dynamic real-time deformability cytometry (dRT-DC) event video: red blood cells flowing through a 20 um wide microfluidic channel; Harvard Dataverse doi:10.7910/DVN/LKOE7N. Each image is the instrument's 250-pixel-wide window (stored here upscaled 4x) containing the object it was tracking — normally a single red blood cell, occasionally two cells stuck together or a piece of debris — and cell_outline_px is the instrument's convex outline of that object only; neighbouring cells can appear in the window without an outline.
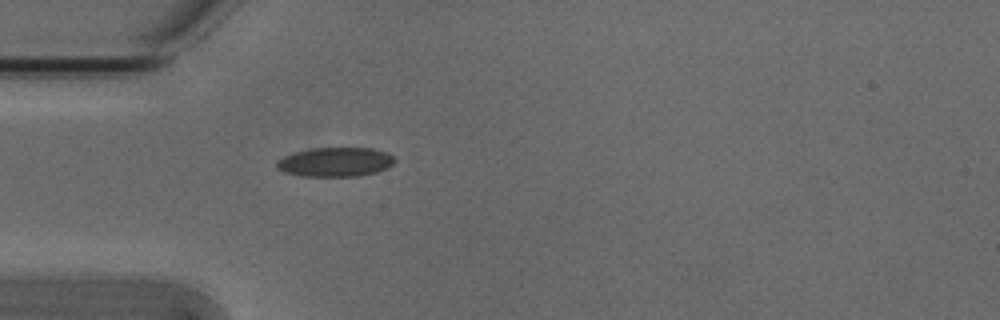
{"species": "Egyptian fruit bat (a non-hibernating species)", "species_latin": "Rousettus aegyptiacus", "temperature_condition": "cold", "stored_images_in_passage": 39, "camera_frame_rate_fps": 3000, "um_per_image_px": 0.085, "animal": {"sex": "male"}, "frame": {"image": 1, "passage_image": 1, "time_ms": 0.0, "image_size_px": [1000, 320], "cell_outline_px": [[396, 160], [388, 168], [376, 172], [356, 176], [300, 176], [284, 172], [276, 168], [276, 160], [284, 156], [296, 152], [312, 148], [372, 148], [384, 152], [392, 156]], "centroid_in_image_um": [28.47, 13.77], "position_along_channel_um": 56.5, "area_um2": 20.06}}
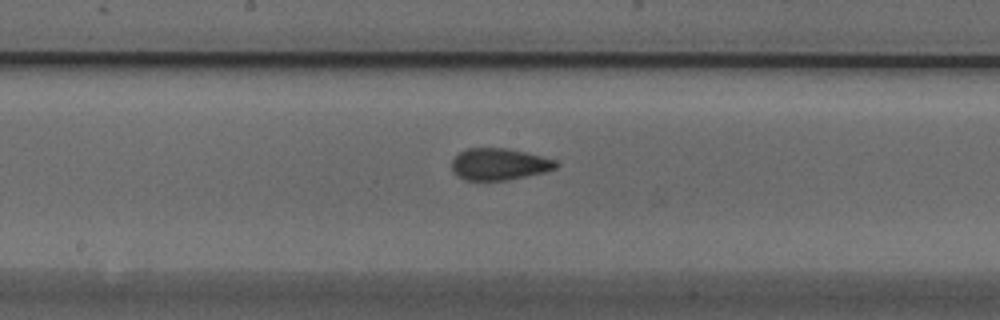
{"frame": {"image": 2, "passage_image": 13, "time_ms": 4.0, "image_size_px": [1000, 320], "cell_outline_px": [[560, 164], [556, 168], [544, 172], [504, 180], [464, 180], [456, 176], [452, 168], [452, 160], [460, 152], [468, 148], [504, 148], [524, 152], [556, 160]], "centroid_in_image_um": [42.41, 13.96], "position_along_channel_um": 205.8, "area_um2": 19.07}}
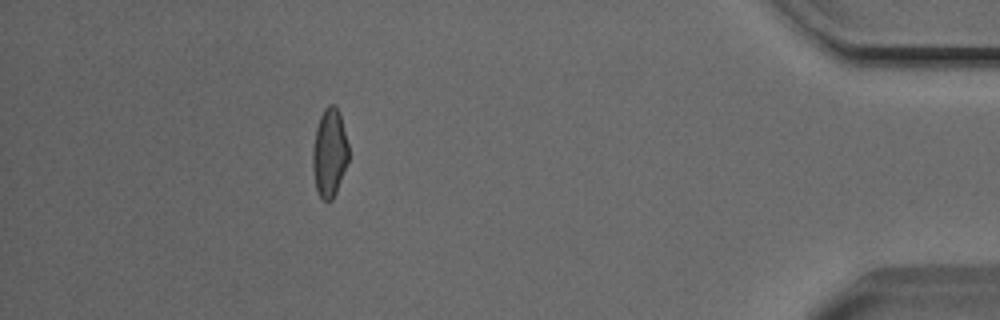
{"frame": {"image": 3, "passage_image": 33, "time_ms": 10.667, "image_size_px": [1000, 320], "cell_outline_px": [[348, 160], [336, 192], [332, 200], [324, 200], [320, 196], [316, 188], [312, 168], [312, 148], [316, 128], [320, 116], [324, 108], [328, 104], [332, 104], [340, 112], [348, 144]], "centroid_in_image_um": [27.99, 12.96], "position_along_channel_um": 407.2, "area_um2": 18.44}, "authors_computed_cell_mechanics": {"area_um2": 18.785, "velocity_mm_per_s": 3.8434, "shape_relaxation_time_tau1_ms": 7.9361, "shape_relaxation_time_tau2_ms": 1.7951, "deformation_change_tau1": 0.1721, "deformation_change_tau2": 0.0753}}